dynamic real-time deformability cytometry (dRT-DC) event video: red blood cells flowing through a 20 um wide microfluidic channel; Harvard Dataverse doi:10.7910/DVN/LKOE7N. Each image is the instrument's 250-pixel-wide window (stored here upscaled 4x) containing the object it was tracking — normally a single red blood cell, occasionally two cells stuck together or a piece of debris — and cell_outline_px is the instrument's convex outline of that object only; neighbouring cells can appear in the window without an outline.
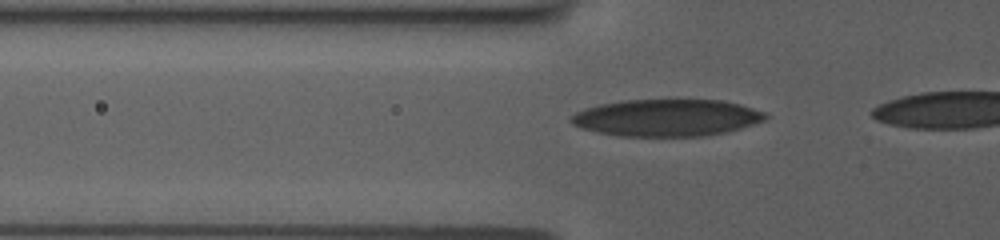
{"species": "human", "species_latin": "Homo sapiens", "temperature_condition": "room temperature", "stored_images_in_passage": 6, "camera_frame_rate_fps": 3000, "um_per_image_px": 0.085, "donor": {"sex": "female"}, "frame": {"image": 1, "passage_image": 3, "time_ms": 0.667, "image_size_px": [1000, 240], "cell_outline_px": [[768, 116], [764, 120], [740, 128], [724, 132], [704, 136], [620, 136], [596, 132], [580, 128], [572, 124], [568, 120], [568, 116], [584, 108], [600, 104], [620, 100], [724, 100], [740, 104], [764, 112]], "centroid_in_image_um": [56.6, 10.0], "position_along_channel_um": 69.2, "area_um2": 42.02}}